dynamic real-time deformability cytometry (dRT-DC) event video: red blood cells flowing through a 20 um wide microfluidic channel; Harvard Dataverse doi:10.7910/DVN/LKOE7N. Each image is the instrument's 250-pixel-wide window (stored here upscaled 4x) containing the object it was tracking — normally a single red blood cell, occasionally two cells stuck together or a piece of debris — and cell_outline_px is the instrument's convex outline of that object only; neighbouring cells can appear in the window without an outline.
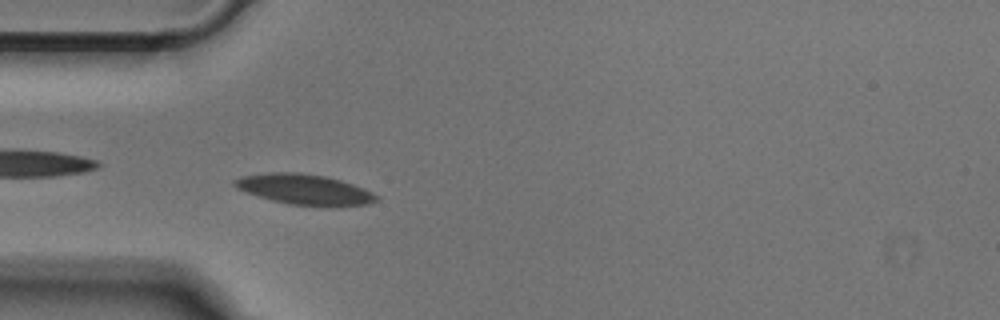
{"species": "Egyptian fruit bat (a non-hibernating species)", "species_latin": "Rousettus aegyptiacus", "temperature_condition": "cold", "stored_images_in_passage": 41, "camera_frame_rate_fps": 3000, "um_per_image_px": 0.085, "animal": {"sex": "male"}, "frame": {"image": 1, "passage_image": 4, "time_ms": 1.0, "image_size_px": [1000, 320], "cell_outline_px": [[380, 200], [368, 204], [328, 208], [288, 204], [272, 200], [236, 188], [232, 184], [232, 180], [244, 176], [268, 172], [300, 172], [324, 176], [340, 180], [364, 188], [380, 196]], "centroid_in_image_um": [25.95, 16.12], "position_along_channel_um": 59.0, "area_um2": 25.55}}
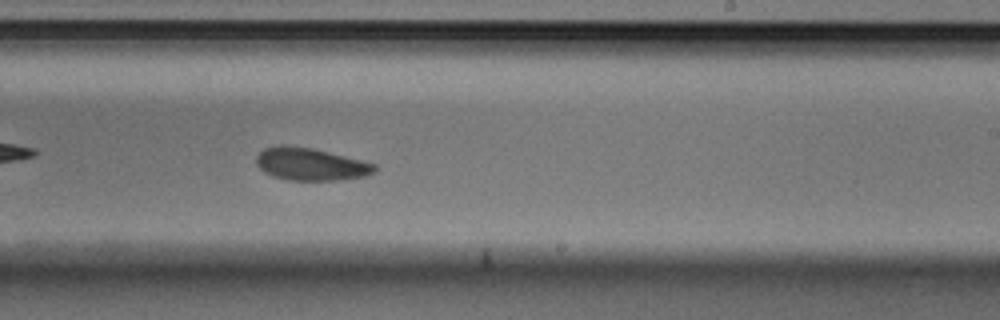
{"frame": {"image": 2, "passage_image": 20, "time_ms": 6.333, "image_size_px": [1000, 320], "cell_outline_px": [[376, 172], [368, 176], [336, 180], [288, 180], [272, 176], [264, 172], [256, 164], [256, 156], [264, 148], [280, 144], [312, 148], [376, 164]], "centroid_in_image_um": [26.39, 13.96], "position_along_channel_um": 262.6, "area_um2": 22.43}}
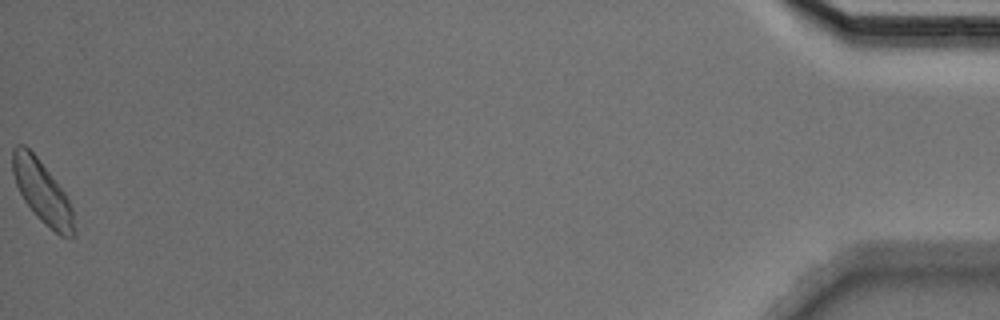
{"frame": {"image": 3, "passage_image": 41, "time_ms": 13.333, "image_size_px": [1000, 320], "cell_outline_px": [[76, 232], [72, 236], [60, 236], [44, 224], [36, 216], [24, 200], [16, 184], [12, 172], [12, 148], [16, 144], [24, 144], [36, 156], [64, 192], [72, 208]], "centroid_in_image_um": [3.57, 16.32], "position_along_channel_um": 431.6, "area_um2": 22.14}}